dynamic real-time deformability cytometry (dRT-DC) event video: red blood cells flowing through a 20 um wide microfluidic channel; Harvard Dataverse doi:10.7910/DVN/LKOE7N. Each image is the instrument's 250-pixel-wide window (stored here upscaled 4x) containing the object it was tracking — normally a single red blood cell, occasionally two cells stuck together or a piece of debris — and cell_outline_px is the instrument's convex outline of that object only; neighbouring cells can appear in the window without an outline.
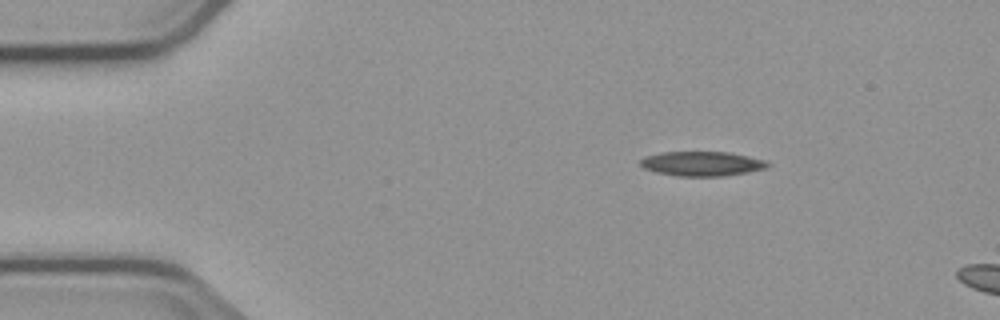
{"species": "common noctule bat (a hibernating species)", "species_latin": "Nyctalus noctula", "temperature_condition": "cold", "stored_images_in_passage": 2, "camera_frame_rate_fps": 3000, "um_per_image_px": 0.085, "animal": {"sex": "male", "body_mass_g": 23.1, "forearm_length_mm": 52.7}, "frame": {"image": 1, "passage_image": 1, "time_ms": 0.0, "image_size_px": [1000, 320], "cell_outline_px": [[772, 164], [768, 168], [748, 172], [724, 176], [676, 176], [656, 172], [644, 168], [640, 164], [640, 160], [644, 156], [660, 152], [728, 152], [768, 160]], "centroid_in_image_um": [59.7, 13.91], "position_along_channel_um": 25.3, "area_um2": 18.44}}